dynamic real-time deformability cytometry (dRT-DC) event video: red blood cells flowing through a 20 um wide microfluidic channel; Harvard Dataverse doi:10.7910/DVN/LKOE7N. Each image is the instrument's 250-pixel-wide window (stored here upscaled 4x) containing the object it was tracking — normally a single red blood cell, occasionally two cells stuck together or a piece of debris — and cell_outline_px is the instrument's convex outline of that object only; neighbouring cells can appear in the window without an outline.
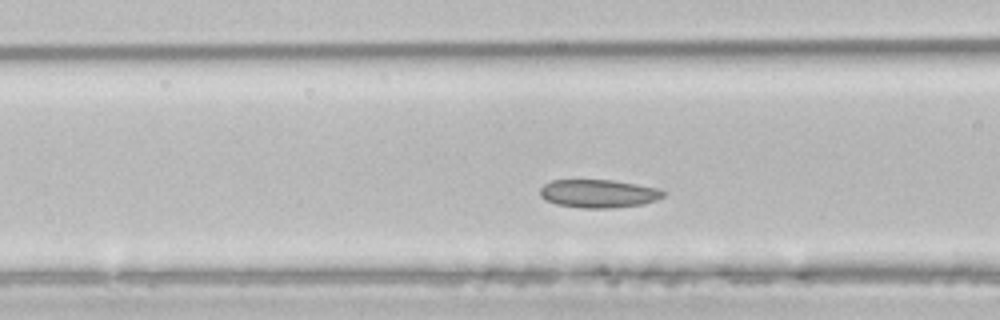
{"species": "common noctule bat (a hibernating species)", "species_latin": "Nyctalus noctula", "temperature_condition": "room temperature", "stored_images_in_passage": 37, "camera_frame_rate_fps": 3000, "um_per_image_px": 0.085, "animal": {"sex": "male", "body_mass_g": 21.5, "forearm_length_mm": 52.0}, "frame": {"image": 1, "passage_image": 14, "time_ms": 4.333, "image_size_px": [1000, 320], "cell_outline_px": [[668, 192], [664, 196], [656, 200], [640, 204], [612, 208], [580, 208], [556, 204], [544, 200], [540, 196], [540, 188], [544, 184], [552, 180], [612, 180], [660, 188]], "centroid_in_image_um": [50.87, 16.45], "position_along_channel_um": 115.7, "area_um2": 20.4}}
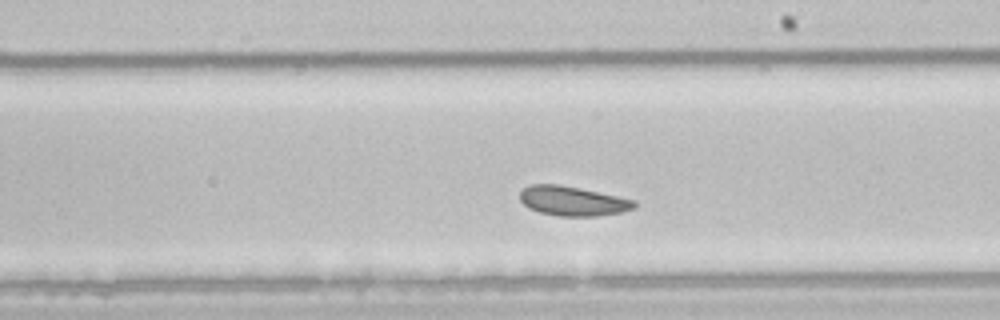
{"frame": {"image": 2, "passage_image": 24, "time_ms": 7.667, "image_size_px": [1000, 320], "cell_outline_px": [[636, 208], [620, 212], [596, 216], [560, 216], [540, 212], [528, 208], [520, 200], [520, 192], [528, 184], [560, 184], [580, 188], [636, 200]], "centroid_in_image_um": [48.67, 17.08], "position_along_channel_um": 240.3, "area_um2": 19.71}}
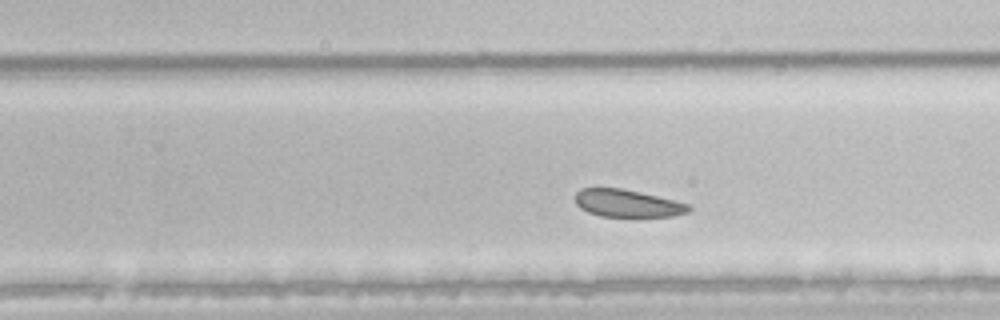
{"frame": {"image": 3, "passage_image": 27, "time_ms": 8.667, "image_size_px": [1000, 320], "cell_outline_px": [[692, 208], [688, 212], [672, 216], [636, 220], [600, 216], [588, 212], [580, 208], [576, 204], [576, 192], [580, 188], [620, 188], [640, 192], [688, 204]], "centroid_in_image_um": [53.33, 17.34], "position_along_channel_um": 276.5, "area_um2": 18.96}, "authors_computed_cell_mechanics": {"area_um2": 19.9988, "velocity_mm_per_s": 3.6797, "shape_relaxation_time_tau1_ms": null, "shape_relaxation_time_tau2_ms": 2.0996, "deformation_change_tau1": null, "deformation_change_tau2": 0.0487}}